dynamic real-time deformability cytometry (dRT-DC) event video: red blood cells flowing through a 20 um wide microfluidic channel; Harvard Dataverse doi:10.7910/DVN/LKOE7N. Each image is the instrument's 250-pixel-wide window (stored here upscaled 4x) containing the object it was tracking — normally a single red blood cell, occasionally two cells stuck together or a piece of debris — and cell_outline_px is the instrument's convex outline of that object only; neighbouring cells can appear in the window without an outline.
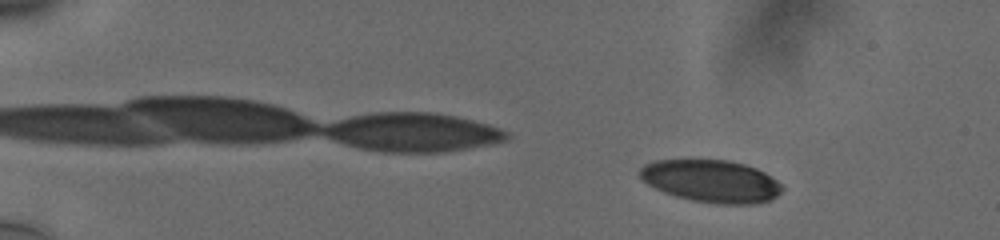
{"species": "human", "species_latin": "Homo sapiens", "temperature_condition": "cold", "stored_images_in_passage": 58, "camera_frame_rate_fps": 3000, "um_per_image_px": 0.085, "donor": {"sex": "male"}, "frame": {"image": 1, "passage_image": 10, "time_ms": 3.0, "image_size_px": [1000, 240], "cell_outline_px": [[776, 192], [768, 196], [756, 200], [724, 200], [692, 196], [676, 192], [644, 176], [644, 172], [648, 168], [656, 164], [684, 160], [700, 160], [732, 164], [748, 168], [760, 172], [772, 180]], "centroid_in_image_um": [60.51, 15.3], "position_along_channel_um": 24.5, "area_um2": 27.57}}
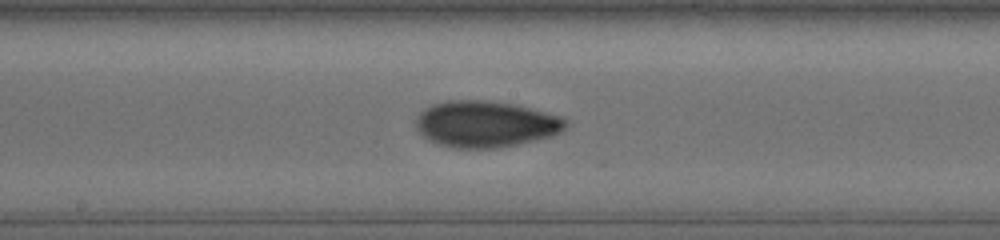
{"frame": {"image": 2, "passage_image": 34, "time_ms": 11.0, "image_size_px": [1000, 240], "cell_outline_px": [[556, 124], [552, 128], [540, 132], [496, 140], [456, 140], [444, 136], [436, 132], [428, 124], [428, 116], [432, 112], [440, 108], [500, 108], [520, 112], [552, 120]], "centroid_in_image_um": [41.28, 10.5], "position_along_channel_um": 206.9, "area_um2": 23.0}}
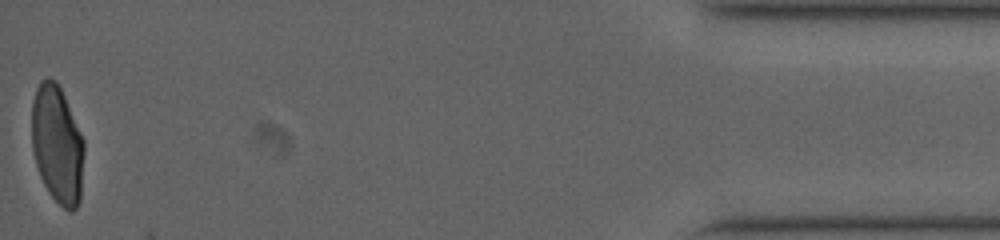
{"frame": {"image": 3, "passage_image": 58, "time_ms": 19.0, "image_size_px": [1000, 240], "cell_outline_px": [[80, 168], [76, 204], [72, 208], [64, 204], [52, 192], [36, 104], [36, 100], [40, 88], [48, 80], [56, 84], [64, 100], [80, 136]], "centroid_in_image_um": [5.06, 12.19], "position_along_channel_um": 430.1, "area_um2": 26.24}, "authors_computed_cell_mechanics": {"area_um2": 25.9522, "velocity_mm_per_s": 3.7723, "shape_relaxation_time_tau1_ms": 4.0708, "shape_relaxation_time_tau2_ms": null, "deformation_change_tau1": 0.2929, "deformation_change_tau2": null}}